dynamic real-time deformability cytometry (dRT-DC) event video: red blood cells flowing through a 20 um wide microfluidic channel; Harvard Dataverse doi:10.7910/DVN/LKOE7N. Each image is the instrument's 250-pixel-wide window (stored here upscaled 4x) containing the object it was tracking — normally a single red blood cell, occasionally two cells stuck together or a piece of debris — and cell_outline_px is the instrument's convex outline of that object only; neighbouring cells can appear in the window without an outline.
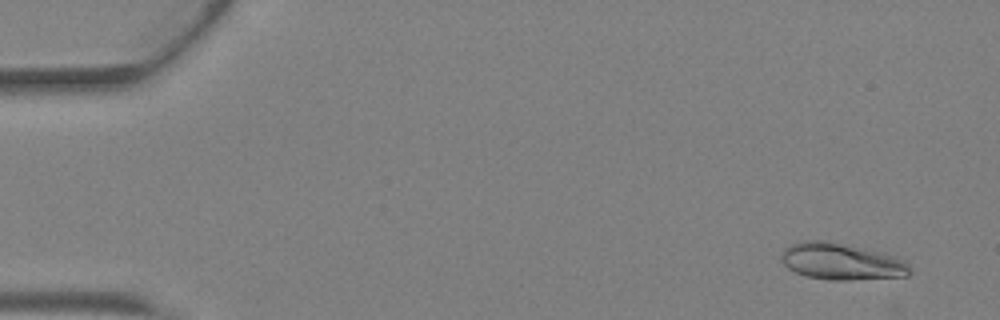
{"species": "Egyptian fruit bat (a non-hibernating species)", "species_latin": "Rousettus aegyptiacus", "temperature_condition": "warm", "stored_images_in_passage": 4, "camera_frame_rate_fps": 3000, "um_per_image_px": 0.085, "animal": {"sex": "female"}, "frame": {"image": 1, "passage_image": 1, "time_ms": 0.0, "image_size_px": [1000, 320], "cell_outline_px": [[908, 276], [848, 280], [828, 280], [808, 276], [796, 272], [788, 268], [784, 264], [780, 256], [784, 248], [792, 244], [804, 240], [824, 240], [884, 252], [896, 256], [904, 260], [908, 264]], "centroid_in_image_um": [71.51, 22.22], "position_along_channel_um": 13.5, "area_um2": 27.4}}